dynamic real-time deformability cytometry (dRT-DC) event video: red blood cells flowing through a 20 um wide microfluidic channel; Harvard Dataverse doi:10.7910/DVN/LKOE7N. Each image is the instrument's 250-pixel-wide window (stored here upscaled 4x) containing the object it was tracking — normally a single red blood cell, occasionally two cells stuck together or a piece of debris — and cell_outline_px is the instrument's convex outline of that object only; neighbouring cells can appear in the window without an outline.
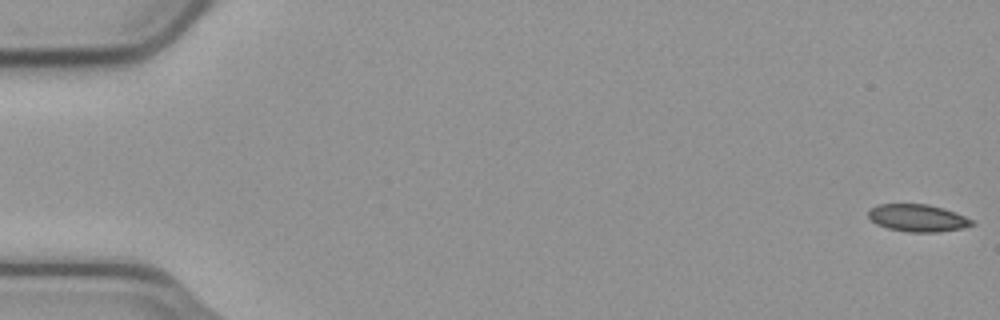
{"species": "common noctule bat (a hibernating species)", "species_latin": "Nyctalus noctula", "temperature_condition": "cold", "stored_images_in_passage": 17, "camera_frame_rate_fps": 3000, "um_per_image_px": 0.085, "animal": {"sex": "male", "body_mass_g": 23.1, "forearm_length_mm": 52.7}, "frame": {"image": 1, "passage_image": 1, "time_ms": 0.0, "image_size_px": [1000, 320], "cell_outline_px": [[976, 224], [964, 228], [936, 232], [908, 232], [888, 228], [876, 224], [868, 216], [868, 212], [872, 208], [880, 204], [928, 204], [944, 208], [956, 212], [976, 220]], "centroid_in_image_um": [78.08, 18.53], "position_along_channel_um": 6.9, "area_um2": 16.65}}